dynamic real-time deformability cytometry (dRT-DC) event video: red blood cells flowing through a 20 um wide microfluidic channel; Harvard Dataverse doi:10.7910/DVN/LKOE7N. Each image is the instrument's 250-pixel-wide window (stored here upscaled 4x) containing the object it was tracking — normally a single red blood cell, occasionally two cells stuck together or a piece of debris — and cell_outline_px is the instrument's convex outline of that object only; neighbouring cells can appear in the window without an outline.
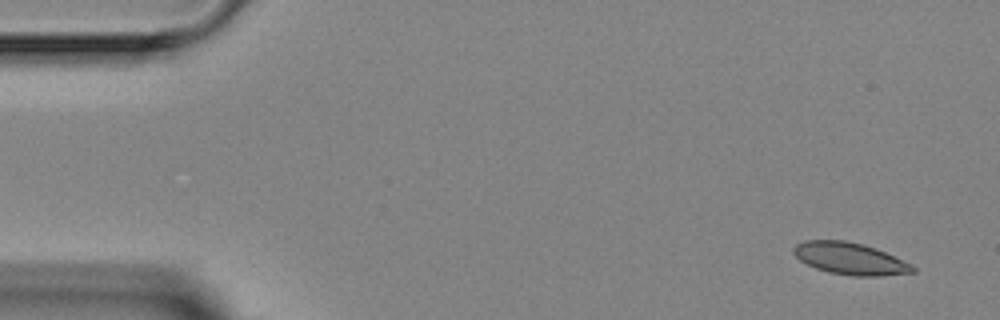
{"species": "Egyptian fruit bat (a non-hibernating species)", "species_latin": "Rousettus aegyptiacus", "temperature_condition": "room temperature", "stored_images_in_passage": 5, "camera_frame_rate_fps": 3000, "um_per_image_px": 0.085, "animal": {"sex": "female"}, "frame": {"image": 1, "passage_image": 1, "time_ms": 0.0, "image_size_px": [1000, 320], "cell_outline_px": [[916, 272], [880, 276], [852, 276], [828, 272], [816, 268], [800, 260], [792, 252], [792, 248], [796, 244], [804, 240], [844, 240], [864, 244], [876, 248], [912, 264], [916, 268]], "centroid_in_image_um": [72.26, 21.98], "position_along_channel_um": 12.7, "area_um2": 22.31}}
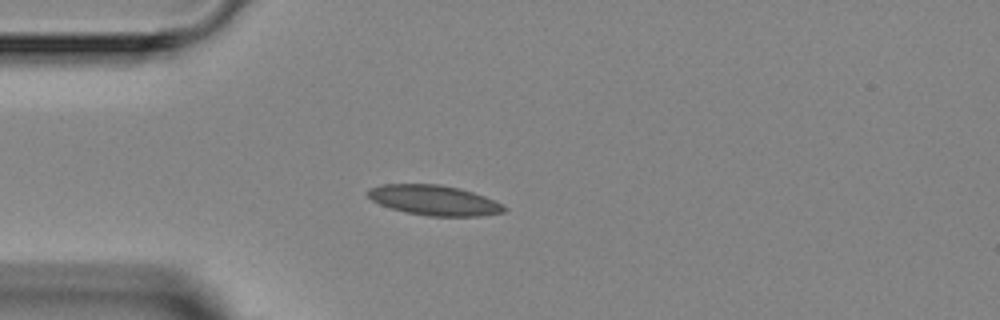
{"frame": {"image": 2, "passage_image": 4, "time_ms": 3.333, "image_size_px": [1000, 320], "cell_outline_px": [[508, 208], [504, 212], [480, 216], [428, 216], [404, 212], [380, 204], [372, 200], [368, 196], [368, 188], [384, 184], [440, 184], [460, 188], [484, 196], [504, 204]], "centroid_in_image_um": [36.93, 17.02], "position_along_channel_um": 48.1, "area_um2": 23.93}}